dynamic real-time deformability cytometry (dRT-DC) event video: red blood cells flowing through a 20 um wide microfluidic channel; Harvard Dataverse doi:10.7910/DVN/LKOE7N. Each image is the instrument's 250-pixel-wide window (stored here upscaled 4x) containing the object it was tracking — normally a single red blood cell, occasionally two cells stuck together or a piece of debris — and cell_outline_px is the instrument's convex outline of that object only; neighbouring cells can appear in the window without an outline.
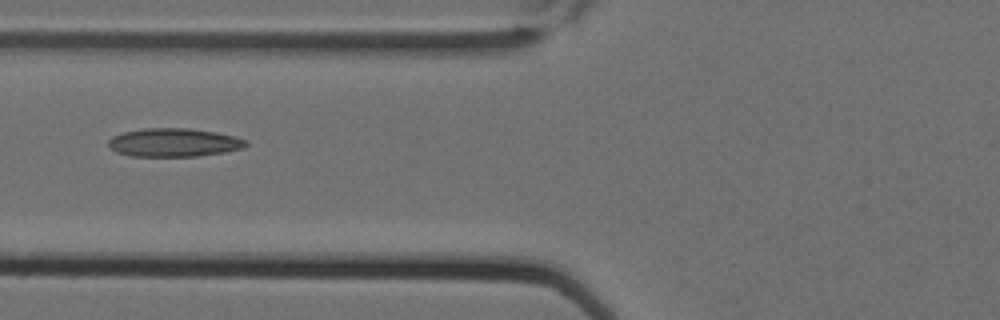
{"species": "Egyptian fruit bat (a non-hibernating species)", "species_latin": "Rousettus aegyptiacus", "temperature_condition": "cold", "stored_images_in_passage": 2, "camera_frame_rate_fps": 3000, "um_per_image_px": 0.085, "animal": {"sex": "female"}, "frame": {"image": 1, "passage_image": 2, "time_ms": 0.333, "image_size_px": [1000, 320], "cell_outline_px": [[248, 144], [244, 148], [224, 152], [196, 156], [132, 156], [116, 152], [108, 148], [108, 140], [112, 136], [124, 132], [144, 128], [188, 128], [216, 132], [248, 140]], "centroid_in_image_um": [14.76, 12.11], "position_along_channel_um": 111.0, "area_um2": 22.83}}